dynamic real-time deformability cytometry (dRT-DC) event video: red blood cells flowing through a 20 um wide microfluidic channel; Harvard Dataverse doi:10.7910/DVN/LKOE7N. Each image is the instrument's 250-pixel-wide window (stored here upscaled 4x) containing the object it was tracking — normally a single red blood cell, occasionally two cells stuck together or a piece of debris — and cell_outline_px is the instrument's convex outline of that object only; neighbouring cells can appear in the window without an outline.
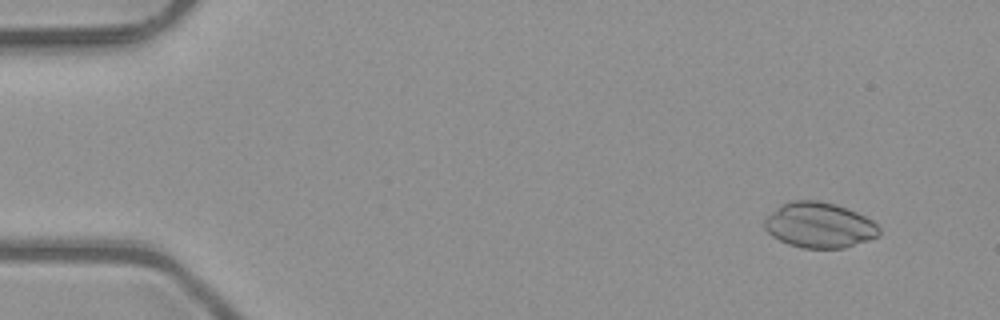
{"species": "common noctule bat (a hibernating species)", "species_latin": "Nyctalus noctula", "temperature_condition": "room temperature", "stored_images_in_passage": 5, "camera_frame_rate_fps": 3000, "um_per_image_px": 0.085, "animal": {"sex": "male", "body_mass_g": 23.1, "forearm_length_mm": 52.7}, "frame": {"image": 1, "passage_image": 2, "time_ms": 0.333, "image_size_px": [1000, 320], "cell_outline_px": [[880, 236], [844, 248], [800, 248], [788, 244], [772, 236], [764, 228], [764, 220], [780, 204], [792, 200], [816, 200], [836, 204], [848, 208], [872, 220], [880, 228]], "centroid_in_image_um": [69.64, 19.13], "position_along_channel_um": 15.4, "area_um2": 30.46}}